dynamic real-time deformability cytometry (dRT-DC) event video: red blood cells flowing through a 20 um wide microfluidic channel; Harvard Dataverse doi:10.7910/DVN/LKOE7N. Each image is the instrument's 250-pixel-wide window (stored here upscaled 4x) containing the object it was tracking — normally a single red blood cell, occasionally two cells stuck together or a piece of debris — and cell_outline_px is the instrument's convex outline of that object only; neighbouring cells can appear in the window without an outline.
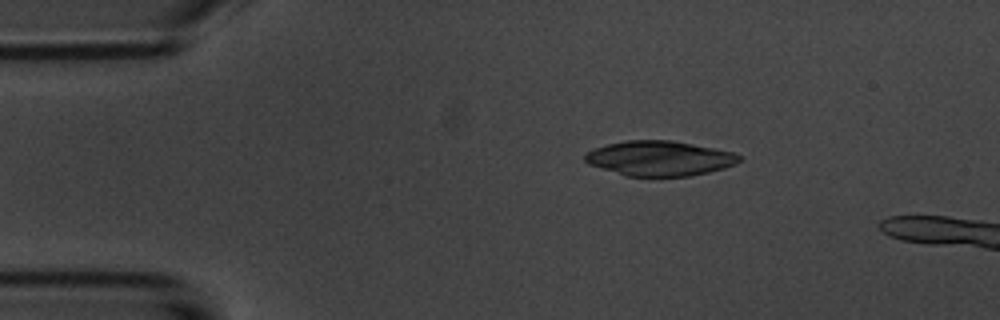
{"species": "common noctule bat (a hibernating species)", "species_latin": "Nyctalus noctula", "temperature_condition": "room temperature", "stored_images_in_passage": 3, "camera_frame_rate_fps": 3000, "um_per_image_px": 0.085, "animal": {"sex": "male", "body_mass_g": 20.1, "forearm_length_mm": 53.5}, "frame": {"image": 1, "passage_image": 1, "time_ms": 0.0, "image_size_px": [1000, 320], "cell_outline_px": [[740, 160], [736, 164], [724, 168], [708, 172], [688, 176], [624, 176], [588, 164], [584, 160], [584, 156], [588, 152], [596, 148], [608, 144], [624, 140], [672, 140], [732, 152], [740, 156]], "centroid_in_image_um": [56.03, 13.46], "position_along_channel_um": 29.0, "area_um2": 31.21}}